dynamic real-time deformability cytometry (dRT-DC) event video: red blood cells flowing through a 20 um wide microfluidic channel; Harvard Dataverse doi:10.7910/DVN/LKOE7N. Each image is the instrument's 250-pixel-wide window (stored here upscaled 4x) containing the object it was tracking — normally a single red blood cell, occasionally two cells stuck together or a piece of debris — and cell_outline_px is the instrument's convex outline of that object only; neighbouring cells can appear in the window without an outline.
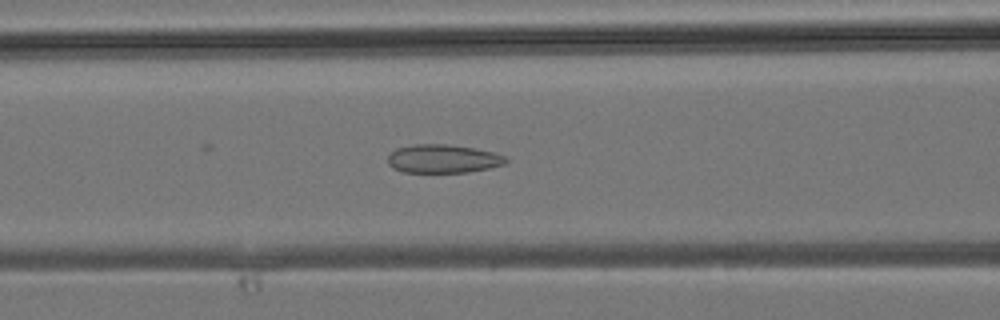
{"species": "common noctule bat (a hibernating species)", "species_latin": "Nyctalus noctula", "temperature_condition": "room temperature", "stored_images_in_passage": 28, "camera_frame_rate_fps": 3000, "um_per_image_px": 0.085, "animal": {"sex": "male", "body_mass_g": 19.2, "forearm_length_mm": 51.8}, "frame": {"image": 1, "passage_image": 7, "time_ms": 2.0, "image_size_px": [1000, 320], "cell_outline_px": [[508, 160], [504, 164], [488, 168], [468, 172], [404, 172], [392, 168], [388, 164], [388, 152], [396, 148], [416, 144], [448, 144], [476, 148], [496, 152], [508, 156]], "centroid_in_image_um": [37.66, 13.48], "position_along_channel_um": 128.9, "area_um2": 19.88}}
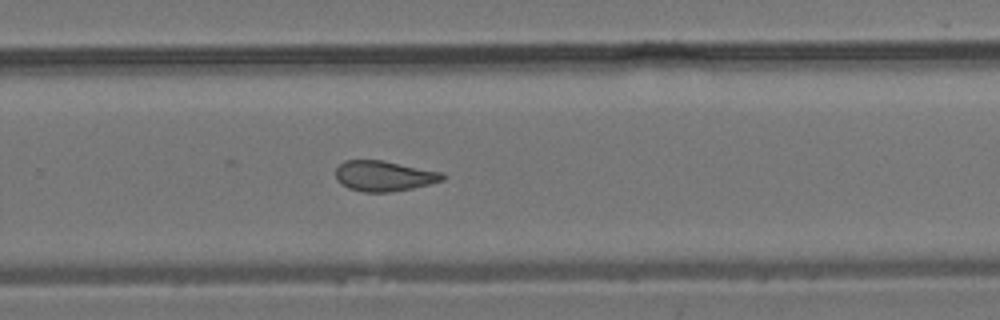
{"frame": {"image": 2, "passage_image": 16, "time_ms": 5.0, "image_size_px": [1000, 320], "cell_outline_px": [[448, 176], [444, 180], [412, 188], [388, 192], [364, 192], [348, 188], [340, 184], [336, 180], [336, 168], [344, 160], [384, 160], [444, 172]], "centroid_in_image_um": [32.66, 14.94], "position_along_channel_um": 297.1, "area_um2": 19.19}}
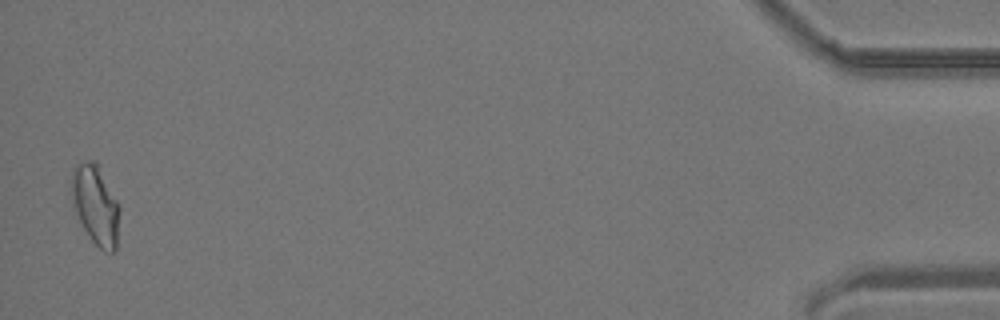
{"frame": {"image": 3, "passage_image": 28, "time_ms": 9.0, "image_size_px": [1000, 320], "cell_outline_px": [[120, 208], [116, 248], [112, 252], [104, 252], [92, 240], [84, 228], [72, 204], [72, 168], [76, 164], [88, 160], [96, 160], [120, 204]], "centroid_in_image_um": [8.14, 17.38], "position_along_channel_um": 427.1, "area_um2": 22.31}}